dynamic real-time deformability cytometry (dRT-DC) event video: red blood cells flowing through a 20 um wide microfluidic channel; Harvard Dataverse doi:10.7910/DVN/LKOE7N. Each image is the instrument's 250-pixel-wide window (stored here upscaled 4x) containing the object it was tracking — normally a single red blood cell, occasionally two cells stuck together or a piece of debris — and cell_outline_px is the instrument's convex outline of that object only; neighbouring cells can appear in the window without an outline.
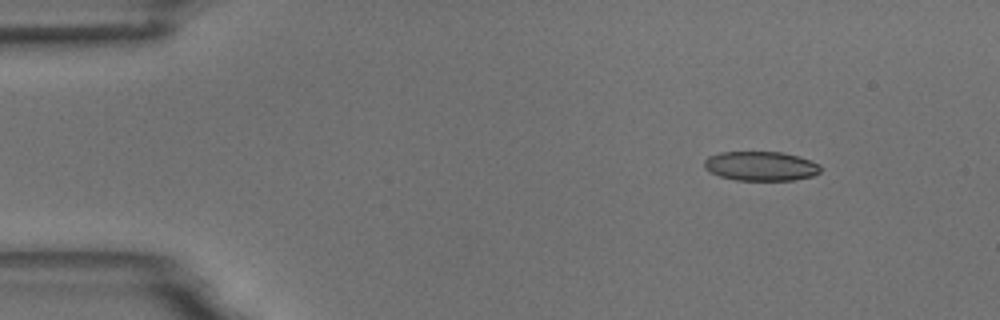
{"species": "common noctule bat (a hibernating species)", "species_latin": "Nyctalus noctula", "temperature_condition": "room temperature", "stored_images_in_passage": 5, "camera_frame_rate_fps": 3000, "um_per_image_px": 0.085, "animal": {"sex": "male", "body_mass_g": 18.8}, "frame": {"image": 1, "passage_image": 1, "time_ms": 0.0, "image_size_px": [1000, 320], "cell_outline_px": [[820, 172], [812, 176], [792, 180], [736, 180], [720, 176], [704, 168], [704, 160], [708, 156], [720, 152], [780, 152], [796, 156], [820, 164]], "centroid_in_image_um": [64.64, 14.11], "position_along_channel_um": 20.4, "area_um2": 19.71}}